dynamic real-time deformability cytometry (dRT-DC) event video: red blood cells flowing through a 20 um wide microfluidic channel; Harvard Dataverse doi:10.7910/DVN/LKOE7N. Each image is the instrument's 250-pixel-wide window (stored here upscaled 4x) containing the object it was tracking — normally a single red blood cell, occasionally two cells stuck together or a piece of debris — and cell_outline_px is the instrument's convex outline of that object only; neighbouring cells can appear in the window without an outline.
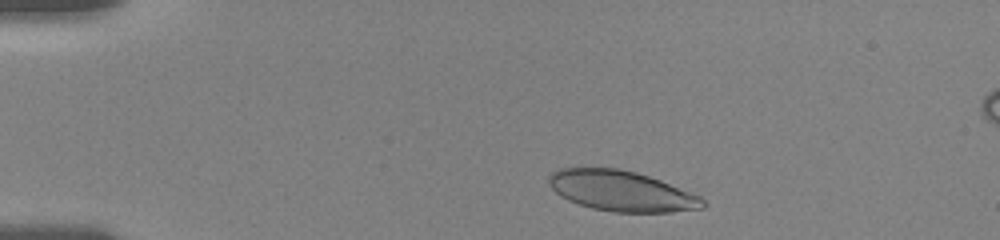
{"species": "human", "species_latin": "Homo sapiens", "temperature_condition": "room temperature", "stored_images_in_passage": 42, "camera_frame_rate_fps": 3000, "um_per_image_px": 0.085, "donor": {"sex": "female"}, "frame": {"image": 1, "passage_image": 4, "time_ms": 1.0, "image_size_px": [1000, 240], "cell_outline_px": [[708, 204], [704, 208], [668, 212], [612, 212], [592, 208], [568, 200], [560, 196], [548, 184], [548, 176], [556, 168], [620, 168], [636, 172], [660, 180], [700, 196]], "centroid_in_image_um": [52.81, 16.23], "position_along_channel_um": 32.2, "area_um2": 36.3}}
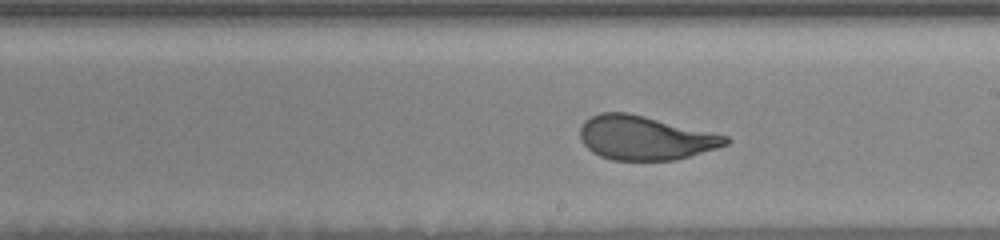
{"frame": {"image": 2, "passage_image": 26, "time_ms": 8.333, "image_size_px": [1000, 240], "cell_outline_px": [[732, 140], [728, 144], [716, 148], [676, 160], [612, 160], [600, 156], [592, 152], [580, 140], [580, 128], [584, 120], [600, 112], [628, 112], [728, 136]], "centroid_in_image_um": [54.81, 11.72], "position_along_channel_um": 234.2, "area_um2": 37.28}}
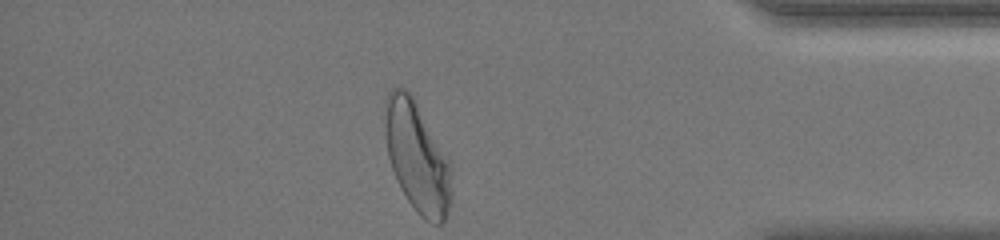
{"frame": {"image": 3, "passage_image": 42, "time_ms": 13.667, "image_size_px": [1000, 240], "cell_outline_px": [[452, 196], [444, 220], [440, 224], [432, 224], [424, 220], [416, 212], [400, 188], [396, 180], [388, 156], [384, 132], [384, 100], [388, 92], [392, 88], [404, 88], [412, 96], [452, 164]], "centroid_in_image_um": [35.45, 13.36], "position_along_channel_um": 399.8, "area_um2": 43.12}, "authors_computed_cell_mechanics": {"area_um2": 38.0902, "velocity_mm_per_s": 3.604, "shape_relaxation_time_tau1_ms": 4.1288, "shape_relaxation_time_tau2_ms": null, "deformation_change_tau1": 0.1858, "deformation_change_tau2": null}}